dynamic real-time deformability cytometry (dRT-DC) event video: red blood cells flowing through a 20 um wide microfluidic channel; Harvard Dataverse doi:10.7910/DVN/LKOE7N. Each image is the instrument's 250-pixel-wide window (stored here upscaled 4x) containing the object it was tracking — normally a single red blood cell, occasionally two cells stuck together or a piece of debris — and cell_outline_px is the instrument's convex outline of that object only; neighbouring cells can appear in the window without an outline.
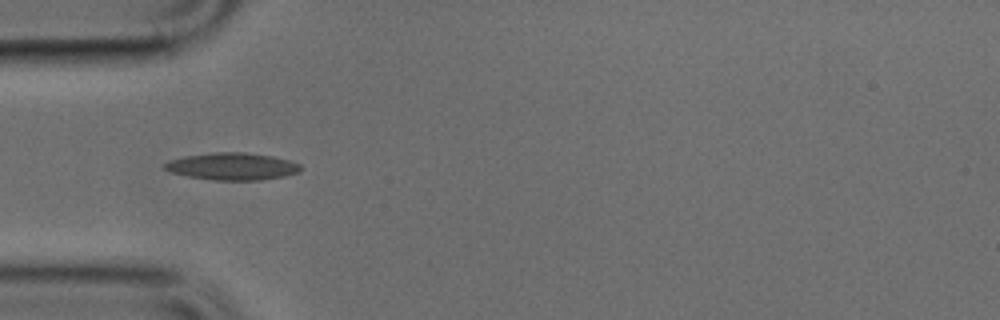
{"species": "common noctule bat (a hibernating species)", "species_latin": "Nyctalus noctula", "temperature_condition": "cold", "stored_images_in_passage": 35, "camera_frame_rate_fps": 3000, "um_per_image_px": 0.085, "animal": {"sex": "male", "body_mass_g": 17.9, "forearm_length_mm": 54.2}, "frame": {"image": 1, "passage_image": 1, "time_ms": 0.0, "image_size_px": [1000, 320], "cell_outline_px": [[300, 172], [284, 176], [260, 180], [216, 180], [188, 176], [172, 172], [164, 168], [164, 164], [168, 160], [184, 156], [216, 152], [244, 152], [272, 156], [288, 160], [300, 164]], "centroid_in_image_um": [19.74, 14.14], "position_along_channel_um": 65.3, "area_um2": 21.39}}
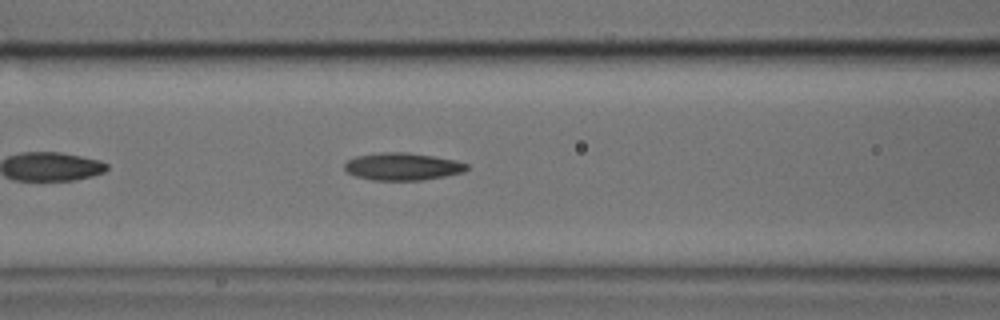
{"frame": {"image": 2, "passage_image": 6, "time_ms": 1.667, "image_size_px": [1000, 320], "cell_outline_px": [[468, 168], [464, 172], [444, 176], [420, 180], [372, 180], [356, 176], [348, 172], [344, 168], [344, 164], [348, 160], [356, 156], [380, 152], [408, 152], [456, 160], [468, 164]], "centroid_in_image_um": [34.21, 14.15], "position_along_channel_um": 132.4, "area_um2": 19.48}}
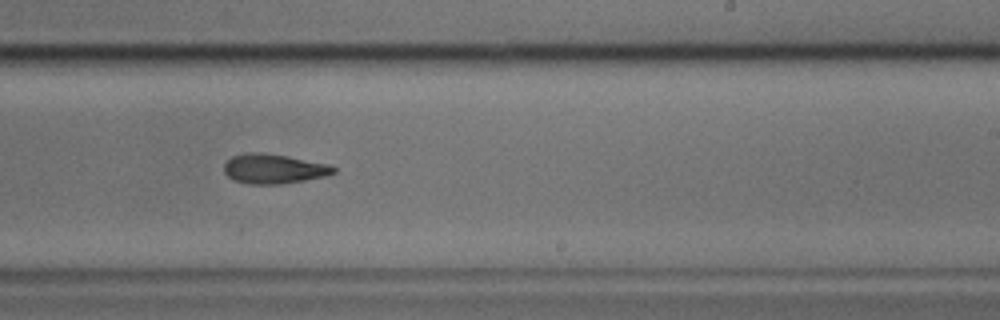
{"frame": {"image": 3, "passage_image": 16, "time_ms": 5.0, "image_size_px": [1000, 320], "cell_outline_px": [[336, 172], [324, 176], [304, 180], [280, 184], [248, 184], [232, 180], [224, 172], [224, 164], [232, 156], [248, 152], [260, 152], [288, 156], [328, 164], [336, 168]], "centroid_in_image_um": [23.24, 14.34], "position_along_channel_um": 265.8, "area_um2": 18.9}}